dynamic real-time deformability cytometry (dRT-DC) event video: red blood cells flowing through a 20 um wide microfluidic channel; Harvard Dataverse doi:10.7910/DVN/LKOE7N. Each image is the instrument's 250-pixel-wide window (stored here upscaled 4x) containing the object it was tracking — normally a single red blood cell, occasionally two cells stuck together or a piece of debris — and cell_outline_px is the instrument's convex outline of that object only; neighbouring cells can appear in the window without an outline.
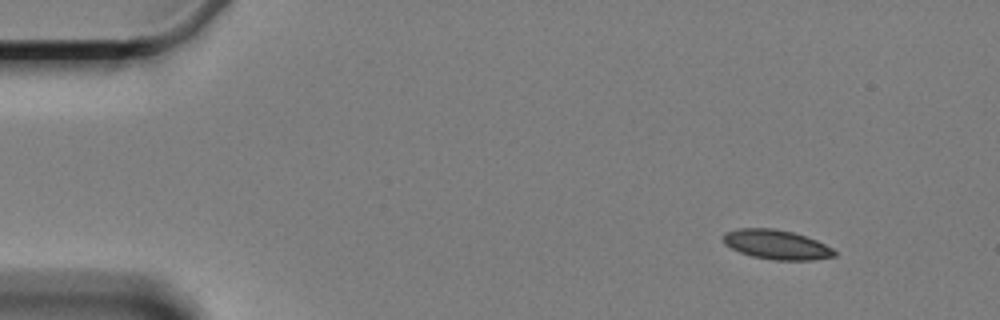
{"species": "Egyptian fruit bat (a non-hibernating species)", "species_latin": "Rousettus aegyptiacus", "temperature_condition": "cold", "stored_images_in_passage": 9, "camera_frame_rate_fps": 3000, "um_per_image_px": 0.085, "animal": {"sex": "female"}, "frame": {"image": 1, "passage_image": 1, "time_ms": 0.0, "image_size_px": [1000, 320], "cell_outline_px": [[836, 256], [812, 260], [772, 260], [752, 256], [740, 252], [724, 244], [724, 232], [736, 228], [776, 228], [792, 232], [816, 240], [832, 248], [836, 252]], "centroid_in_image_um": [65.99, 20.79], "position_along_channel_um": 19.0, "area_um2": 19.07}}
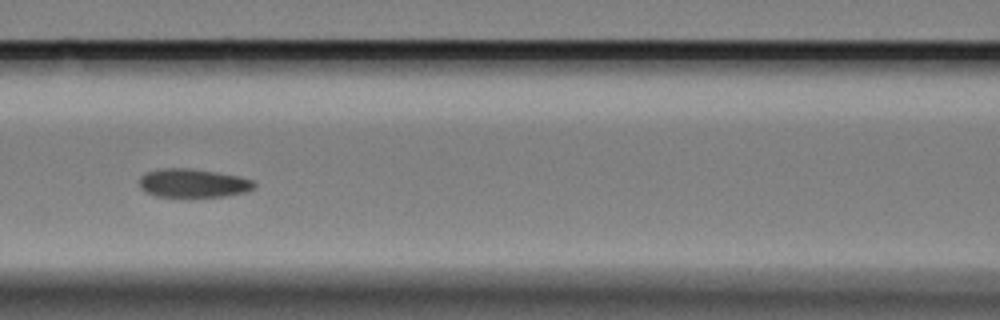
{"frame": {"image": 2, "passage_image": 6, "time_ms": 6.667, "image_size_px": [1000, 320], "cell_outline_px": [[256, 188], [244, 192], [224, 196], [156, 196], [144, 192], [140, 188], [140, 176], [148, 172], [160, 168], [192, 168], [240, 176], [252, 180], [256, 184]], "centroid_in_image_um": [16.41, 15.55], "position_along_channel_um": 150.2, "area_um2": 19.13}}
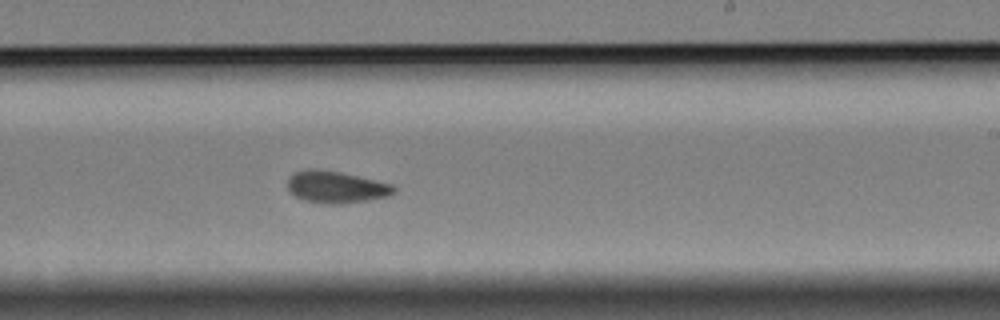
{"frame": {"image": 3, "passage_image": 9, "time_ms": 10.0, "image_size_px": [1000, 320], "cell_outline_px": [[396, 192], [388, 196], [368, 200], [340, 204], [324, 204], [304, 200], [296, 196], [288, 188], [288, 176], [292, 172], [304, 168], [316, 168], [340, 172], [392, 184], [396, 188]], "centroid_in_image_um": [28.54, 15.88], "position_along_channel_um": 260.5, "area_um2": 19.94}}